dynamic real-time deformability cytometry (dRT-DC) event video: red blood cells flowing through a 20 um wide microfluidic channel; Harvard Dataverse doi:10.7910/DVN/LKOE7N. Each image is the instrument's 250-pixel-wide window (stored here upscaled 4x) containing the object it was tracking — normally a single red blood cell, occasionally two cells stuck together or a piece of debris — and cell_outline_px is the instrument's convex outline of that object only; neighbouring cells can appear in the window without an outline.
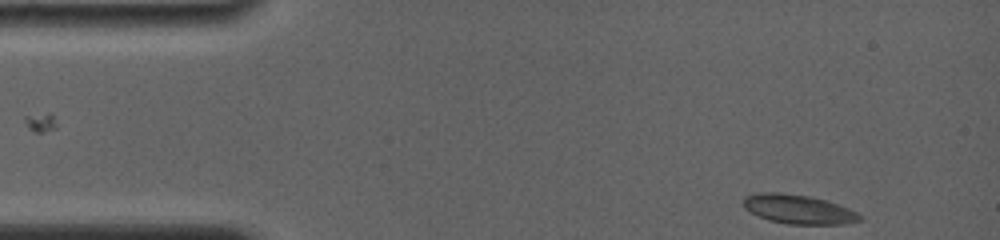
{"species": "common noctule bat (a hibernating species)", "species_latin": "Nyctalus noctula", "temperature_condition": "room temperature", "stored_images_in_passage": 2, "camera_frame_rate_fps": 4000, "um_per_image_px": 0.085, "animal": {"sex": "female", "body_mass_g": 19.0, "forearm_length_mm": 56.7}, "frame": {"image": 1, "passage_image": 1, "time_ms": 0.0, "image_size_px": [1000, 240], "cell_outline_px": [[864, 220], [840, 224], [788, 224], [768, 220], [744, 208], [744, 196], [760, 192], [780, 192], [808, 196], [828, 200], [848, 208], [864, 216]], "centroid_in_image_um": [67.9, 17.78], "position_along_channel_um": 17.1, "area_um2": 19.83}}